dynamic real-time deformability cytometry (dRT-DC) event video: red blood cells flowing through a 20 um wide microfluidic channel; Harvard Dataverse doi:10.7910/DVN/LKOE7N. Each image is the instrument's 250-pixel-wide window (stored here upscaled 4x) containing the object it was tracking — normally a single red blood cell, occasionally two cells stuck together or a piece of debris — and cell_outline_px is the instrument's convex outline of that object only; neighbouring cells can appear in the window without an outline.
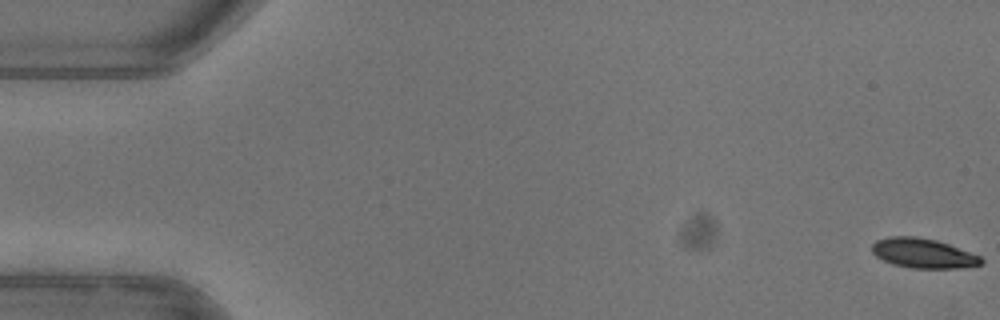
{"species": "common noctule bat (a hibernating species)", "species_latin": "Nyctalus noctula", "temperature_condition": "warm", "stored_images_in_passage": 53, "camera_frame_rate_fps": 3000, "um_per_image_px": 0.085, "animal": {"sex": "female"}, "frame": {"image": 1, "passage_image": 1, "time_ms": 0.0, "image_size_px": [1000, 320], "cell_outline_px": [[984, 260], [980, 264], [960, 268], [912, 268], [892, 264], [876, 256], [872, 252], [872, 244], [876, 240], [888, 236], [916, 236], [936, 240], [948, 244], [980, 256]], "centroid_in_image_um": [78.43, 21.52], "position_along_channel_um": 6.6, "area_um2": 18.79}}
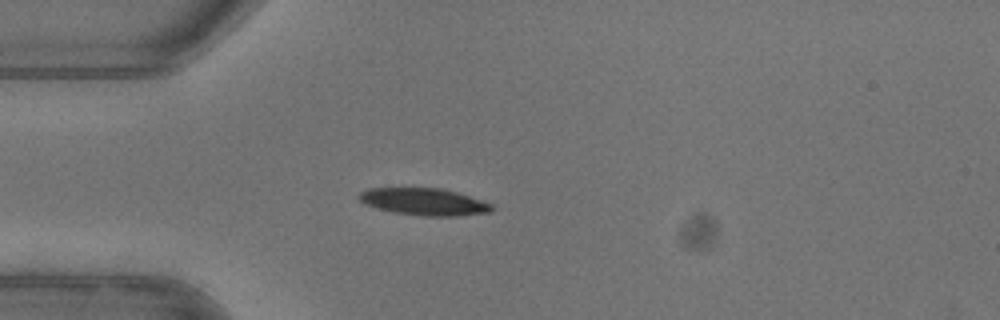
{"frame": {"image": 2, "passage_image": 15, "time_ms": 4.667, "image_size_px": [1000, 320], "cell_outline_px": [[492, 212], [456, 216], [424, 216], [396, 212], [364, 204], [356, 196], [360, 192], [368, 188], [440, 188], [456, 192], [492, 204]], "centroid_in_image_um": [36.03, 17.14], "position_along_channel_um": 49.0, "area_um2": 20.69}, "authors_computed_cell_mechanics": {"area_um2": 20.6924, "velocity_mm_per_s": 3.9673, "shape_relaxation_time_tau1_ms": 3.4421, "shape_relaxation_time_tau2_ms": null, "deformation_change_tau1": 0.1473, "deformation_change_tau2": null}}